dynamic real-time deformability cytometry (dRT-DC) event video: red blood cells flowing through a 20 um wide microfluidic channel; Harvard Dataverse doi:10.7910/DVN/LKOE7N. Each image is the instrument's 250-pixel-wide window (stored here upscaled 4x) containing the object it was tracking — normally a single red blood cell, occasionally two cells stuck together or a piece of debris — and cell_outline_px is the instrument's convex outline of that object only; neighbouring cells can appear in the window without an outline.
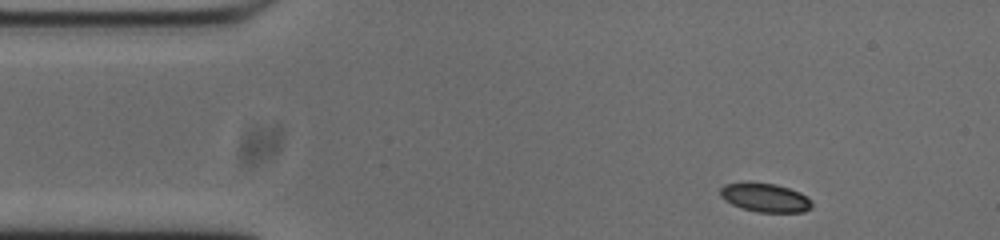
{"species": "common noctule bat (a hibernating species)", "species_latin": "Nyctalus noctula", "temperature_condition": "cold", "stored_images_in_passage": 48, "camera_frame_rate_fps": 3000, "um_per_image_px": 0.085, "animal": {"sex": "male", "body_mass_g": 20.0, "forearm_length_mm": 53.3}, "frame": {"image": 1, "passage_image": 1, "time_ms": 0.0, "image_size_px": [1000, 240], "cell_outline_px": [[812, 208], [804, 212], [756, 212], [740, 208], [724, 200], [720, 196], [720, 188], [724, 184], [776, 184], [800, 192], [808, 196], [812, 200]], "centroid_in_image_um": [65.08, 16.83], "position_along_channel_um": 19.9, "area_um2": 15.2}}
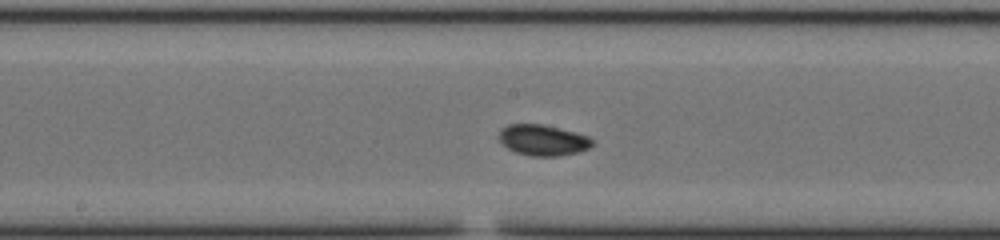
{"frame": {"image": 2, "passage_image": 21, "time_ms": 6.667, "image_size_px": [1000, 240], "cell_outline_px": [[592, 144], [588, 148], [580, 152], [556, 156], [532, 156], [516, 152], [508, 148], [496, 136], [500, 128], [508, 124], [544, 124], [588, 136], [592, 140]], "centroid_in_image_um": [46.1, 11.9], "position_along_channel_um": 202.1, "area_um2": 16.76}}
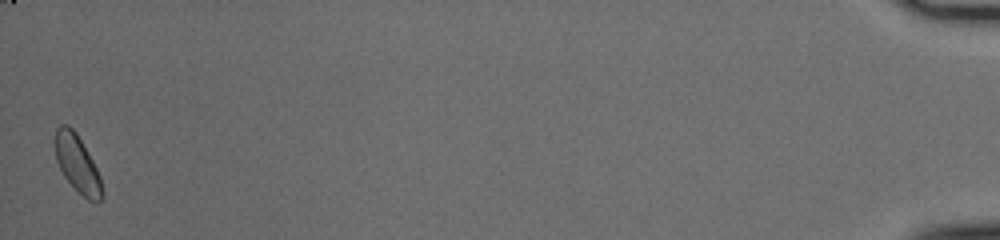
{"frame": {"image": 3, "passage_image": 48, "time_ms": 15.667, "image_size_px": [1000, 240], "cell_outline_px": [[104, 196], [96, 204], [88, 200], [64, 176], [56, 160], [56, 128], [60, 124], [68, 124], [76, 132], [88, 152], [100, 176], [104, 192]], "centroid_in_image_um": [6.61, 13.94], "position_along_channel_um": 428.6, "area_um2": 15.49}, "authors_computed_cell_mechanics": {"area_um2": 15.9239, "velocity_mm_per_s": 3.7167, "shape_relaxation_time_tau1_ms": 3.1046, "shape_relaxation_time_tau2_ms": 10.8372, "deformation_change_tau1": 0.0953, "deformation_change_tau2": 0.1306}}